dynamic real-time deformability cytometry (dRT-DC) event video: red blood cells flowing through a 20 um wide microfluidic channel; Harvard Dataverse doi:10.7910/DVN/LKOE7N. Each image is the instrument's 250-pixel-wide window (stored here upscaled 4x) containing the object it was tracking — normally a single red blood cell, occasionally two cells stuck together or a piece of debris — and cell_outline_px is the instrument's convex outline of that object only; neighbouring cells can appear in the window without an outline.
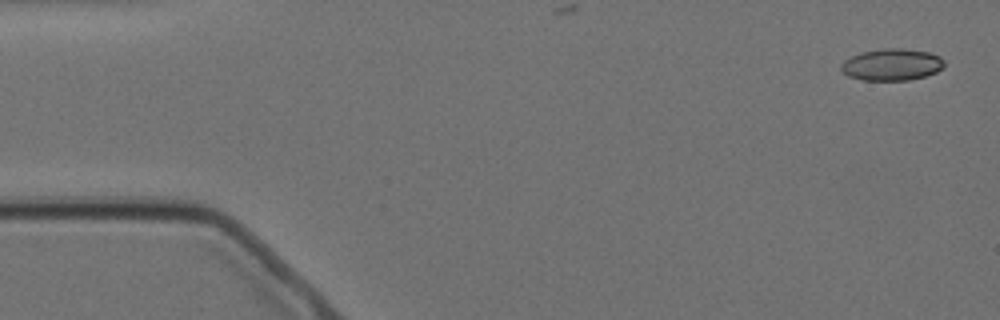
{"species": "Egyptian fruit bat (a non-hibernating species)", "species_latin": "Rousettus aegyptiacus", "temperature_condition": "cold", "stored_images_in_passage": 5, "camera_frame_rate_fps": 3000, "um_per_image_px": 0.085, "animal": {"sex": "female"}, "frame": {"image": 1, "passage_image": 1, "time_ms": 0.0, "image_size_px": [1000, 320], "cell_outline_px": [[944, 68], [936, 72], [924, 76], [908, 80], [860, 80], [848, 76], [840, 68], [840, 64], [844, 60], [860, 52], [884, 48], [900, 48], [928, 52], [940, 56], [944, 60]], "centroid_in_image_um": [75.8, 5.49], "position_along_channel_um": 9.2, "area_um2": 19.19}}
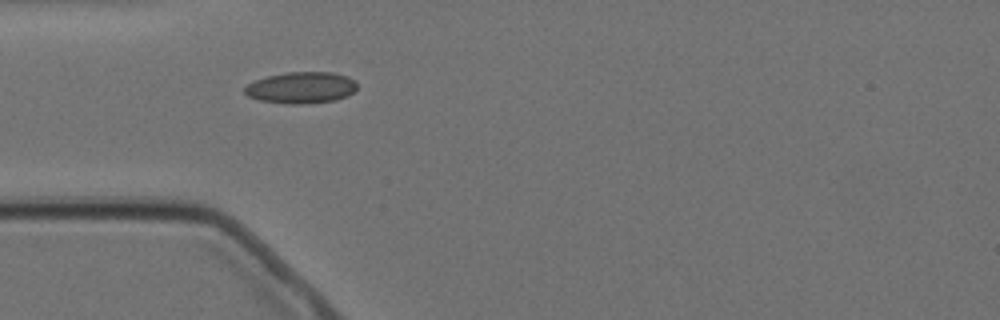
{"frame": {"image": 2, "passage_image": 5, "time_ms": 4.667, "image_size_px": [1000, 320], "cell_outline_px": [[356, 88], [348, 96], [336, 100], [308, 104], [288, 104], [260, 100], [248, 96], [244, 92], [244, 88], [248, 84], [256, 80], [268, 76], [288, 72], [332, 72], [348, 76], [356, 80]], "centroid_in_image_um": [25.63, 7.45], "position_along_channel_um": 59.4, "area_um2": 20.69}}